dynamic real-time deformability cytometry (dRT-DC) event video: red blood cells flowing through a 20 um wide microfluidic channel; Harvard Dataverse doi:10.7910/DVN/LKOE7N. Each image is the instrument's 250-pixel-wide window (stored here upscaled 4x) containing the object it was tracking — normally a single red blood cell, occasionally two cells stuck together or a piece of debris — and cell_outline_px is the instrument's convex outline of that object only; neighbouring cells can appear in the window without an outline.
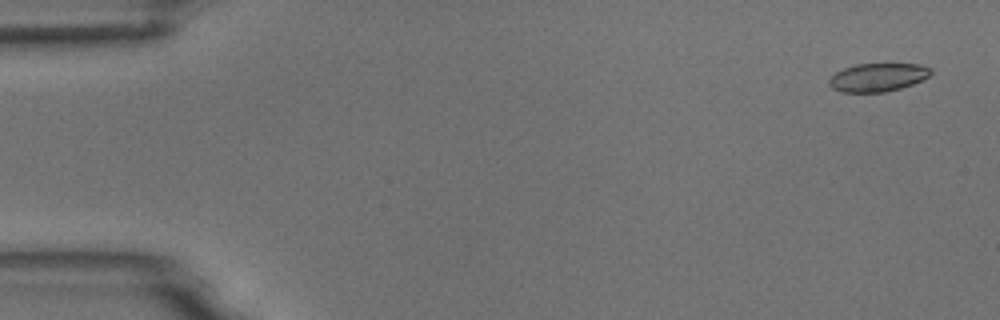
{"species": "common noctule bat (a hibernating species)", "species_latin": "Nyctalus noctula", "temperature_condition": "room temperature", "stored_images_in_passage": 4, "camera_frame_rate_fps": 3000, "um_per_image_px": 0.085, "animal": {"sex": "male", "body_mass_g": 18.8}, "frame": {"image": 1, "passage_image": 1, "time_ms": 0.0, "image_size_px": [1000, 320], "cell_outline_px": [[932, 72], [928, 76], [912, 84], [900, 88], [884, 92], [840, 92], [832, 88], [828, 84], [828, 80], [836, 72], [844, 68], [856, 64], [920, 64], [932, 68]], "centroid_in_image_um": [74.59, 6.57], "position_along_channel_um": 10.4, "area_um2": 16.7}}
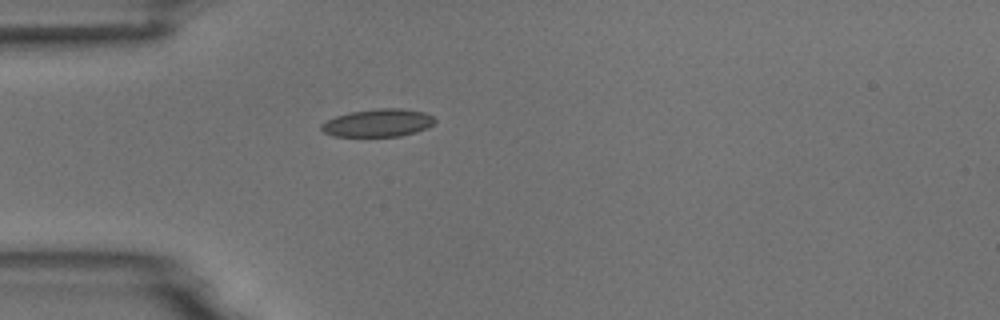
{"frame": {"image": 2, "passage_image": 4, "time_ms": 4.333, "image_size_px": [1000, 320], "cell_outline_px": [[436, 120], [428, 128], [416, 132], [400, 136], [332, 136], [324, 132], [320, 128], [320, 124], [336, 116], [352, 112], [380, 108], [404, 108], [424, 112], [432, 116]], "centroid_in_image_um": [32.15, 10.44], "position_along_channel_um": 52.9, "area_um2": 18.32}}